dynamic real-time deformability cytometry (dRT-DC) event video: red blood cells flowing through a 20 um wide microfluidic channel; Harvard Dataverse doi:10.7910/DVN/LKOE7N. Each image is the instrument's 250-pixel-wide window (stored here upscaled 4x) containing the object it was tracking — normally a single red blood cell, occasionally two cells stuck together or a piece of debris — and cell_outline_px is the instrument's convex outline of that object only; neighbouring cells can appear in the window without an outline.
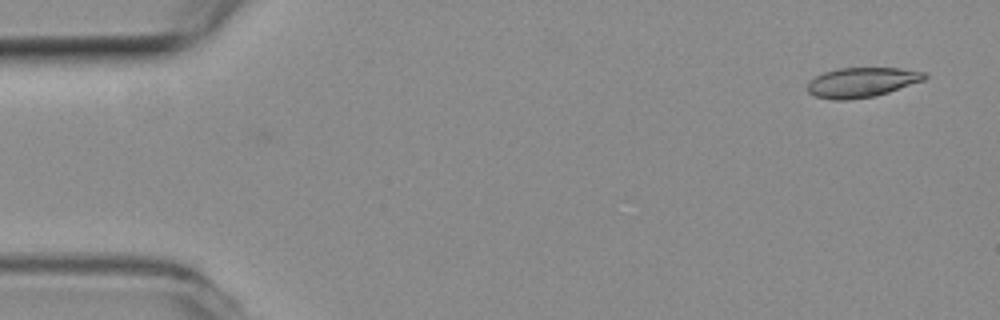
{"species": "common noctule bat (a hibernating species)", "species_latin": "Nyctalus noctula", "temperature_condition": "room temperature", "stored_images_in_passage": 6, "camera_frame_rate_fps": 3000, "um_per_image_px": 0.085, "animal": {"sex": "female", "body_mass_g": 19.3, "forearm_length_mm": 54.1}, "frame": {"image": 1, "passage_image": 1, "time_ms": 0.0, "image_size_px": [1000, 320], "cell_outline_px": [[928, 76], [924, 80], [876, 96], [848, 100], [832, 100], [816, 96], [808, 92], [808, 80], [824, 72], [836, 68], [900, 68], [928, 72]], "centroid_in_image_um": [73.26, 6.99], "position_along_channel_um": 11.7, "area_um2": 20.46}}
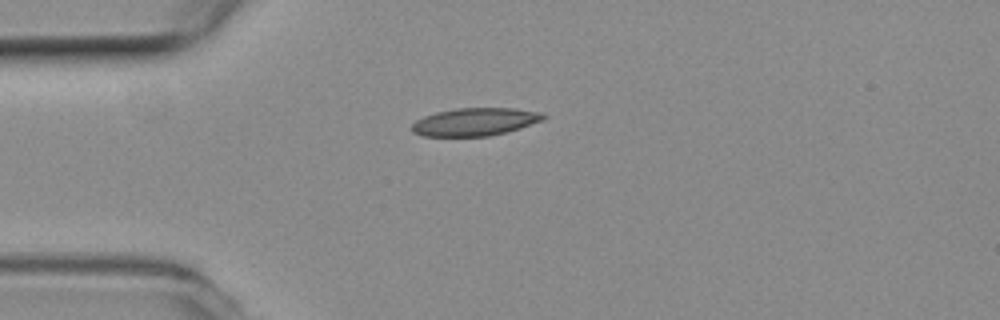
{"frame": {"image": 2, "passage_image": 4, "time_ms": 1.0, "image_size_px": [1000, 320], "cell_outline_px": [[548, 116], [544, 120], [508, 132], [488, 136], [424, 136], [412, 132], [412, 124], [416, 120], [424, 116], [436, 112], [456, 108], [516, 108], [544, 112]], "centroid_in_image_um": [40.43, 10.35], "position_along_channel_um": 44.6, "area_um2": 21.56}}
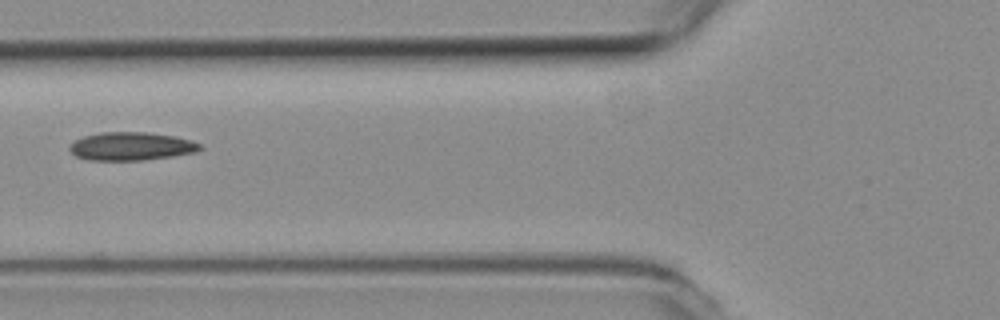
{"frame": {"image": 3, "passage_image": 6, "time_ms": 1.667, "image_size_px": [1000, 320], "cell_outline_px": [[204, 148], [196, 152], [172, 156], [144, 160], [88, 160], [76, 156], [68, 148], [76, 140], [84, 136], [100, 132], [144, 132], [176, 136], [192, 140], [200, 144]], "centroid_in_image_um": [11.19, 12.43], "position_along_channel_um": 114.6, "area_um2": 21.44}}